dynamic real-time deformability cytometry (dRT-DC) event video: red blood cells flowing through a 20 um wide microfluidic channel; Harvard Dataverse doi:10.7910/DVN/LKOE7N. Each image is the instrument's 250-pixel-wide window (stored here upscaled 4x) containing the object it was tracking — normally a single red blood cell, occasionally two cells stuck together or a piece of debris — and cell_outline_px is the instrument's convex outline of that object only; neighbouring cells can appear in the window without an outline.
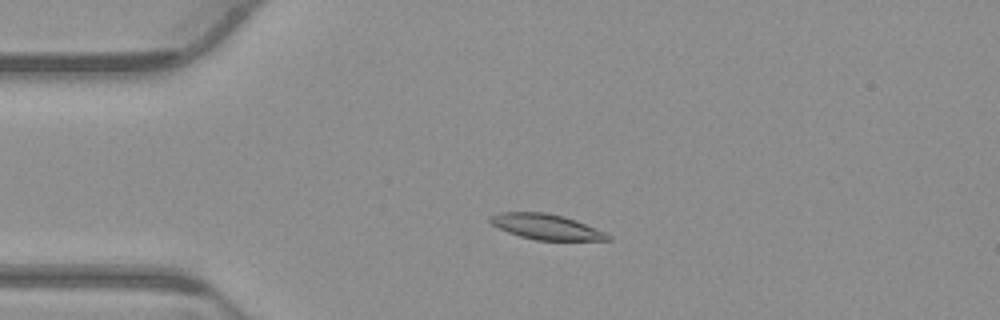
{"species": "common noctule bat (a hibernating species)", "species_latin": "Nyctalus noctula", "temperature_condition": "warm", "stored_images_in_passage": 52, "camera_frame_rate_fps": 3000, "um_per_image_px": 0.085, "animal": {"sex": "male", "body_mass_g": 23.1, "forearm_length_mm": 52.7}, "frame": {"image": 1, "passage_image": 11, "time_ms": 3.333, "image_size_px": [1000, 320], "cell_outline_px": [[612, 240], [536, 240], [520, 236], [508, 232], [492, 224], [488, 220], [488, 216], [500, 212], [544, 212], [564, 216], [576, 220], [604, 232], [612, 236]], "centroid_in_image_um": [46.41, 19.27], "position_along_channel_um": 38.6, "area_um2": 17.34}}
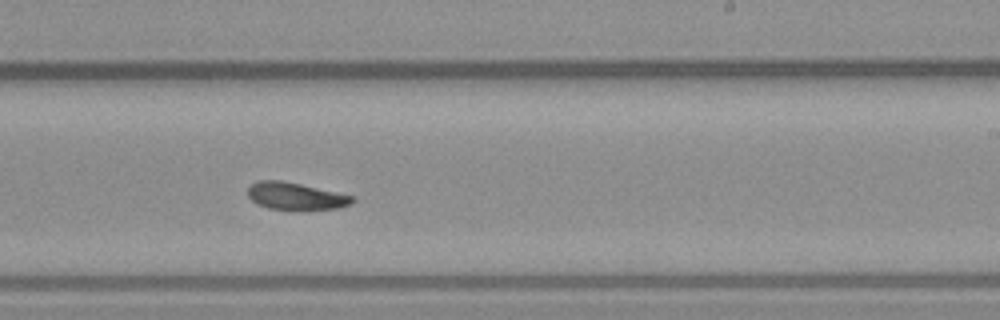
{"frame": {"image": 2, "passage_image": 31, "time_ms": 10.0, "image_size_px": [1000, 320], "cell_outline_px": [[356, 200], [352, 204], [340, 208], [296, 212], [292, 212], [268, 208], [256, 204], [248, 196], [248, 188], [252, 184], [260, 180], [280, 180], [300, 184], [356, 196]], "centroid_in_image_um": [25.19, 16.72], "position_along_channel_um": 263.8, "area_um2": 17.34}}
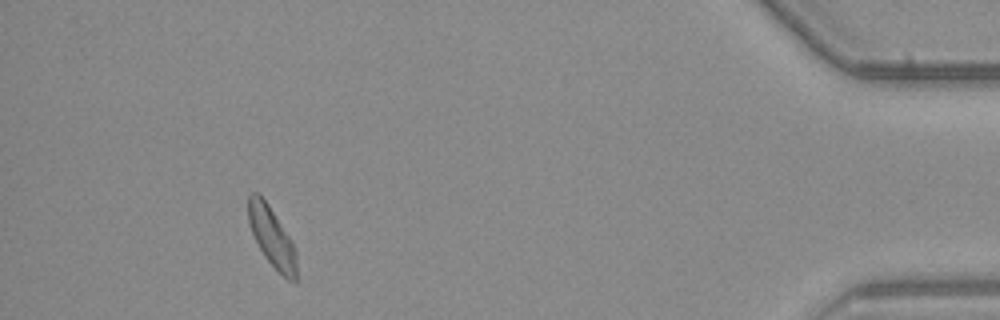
{"frame": {"image": 3, "passage_image": 48, "time_ms": 15.667, "image_size_px": [1000, 320], "cell_outline_px": [[296, 280], [288, 280], [264, 256], [252, 232], [248, 220], [248, 196], [252, 192], [256, 192], [268, 204], [292, 240], [296, 252]], "centroid_in_image_um": [23.11, 20.12], "position_along_channel_um": 412.1, "area_um2": 16.42}, "authors_computed_cell_mechanics": {"area_um2": 17.1666, "velocity_mm_per_s": 3.8285, "shape_relaxation_time_tau1_ms": 8.2858, "shape_relaxation_time_tau2_ms": 7.0408, "deformation_change_tau1": 0.2146, "deformation_change_tau2": 0.1548}}